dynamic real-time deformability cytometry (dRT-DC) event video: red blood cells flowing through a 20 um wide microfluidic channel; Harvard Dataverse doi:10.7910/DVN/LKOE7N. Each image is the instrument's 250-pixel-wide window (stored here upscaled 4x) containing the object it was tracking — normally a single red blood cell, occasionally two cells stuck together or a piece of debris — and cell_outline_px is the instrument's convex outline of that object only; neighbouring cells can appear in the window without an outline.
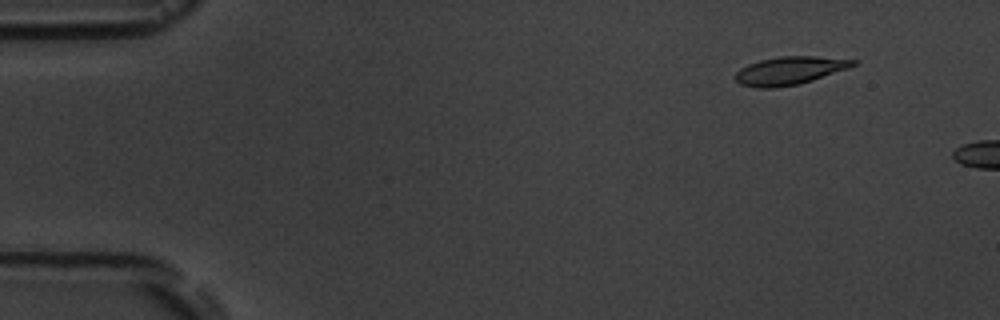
{"species": "common noctule bat (a hibernating species)", "species_latin": "Nyctalus noctula", "temperature_condition": "room temperature", "stored_images_in_passage": 3, "camera_frame_rate_fps": 3000, "um_per_image_px": 0.085, "animal": {"sex": "male", "body_mass_g": 19.5, "forearm_length_mm": 54.6}, "frame": {"image": 1, "passage_image": 2, "time_ms": 1.333, "image_size_px": [1000, 320], "cell_outline_px": [[856, 64], [848, 68], [812, 80], [796, 84], [772, 88], [756, 88], [740, 84], [736, 80], [736, 72], [740, 68], [748, 64], [760, 60], [780, 56], [816, 56], [856, 60]], "centroid_in_image_um": [67.08, 6.0], "position_along_channel_um": 17.9, "area_um2": 19.02}}